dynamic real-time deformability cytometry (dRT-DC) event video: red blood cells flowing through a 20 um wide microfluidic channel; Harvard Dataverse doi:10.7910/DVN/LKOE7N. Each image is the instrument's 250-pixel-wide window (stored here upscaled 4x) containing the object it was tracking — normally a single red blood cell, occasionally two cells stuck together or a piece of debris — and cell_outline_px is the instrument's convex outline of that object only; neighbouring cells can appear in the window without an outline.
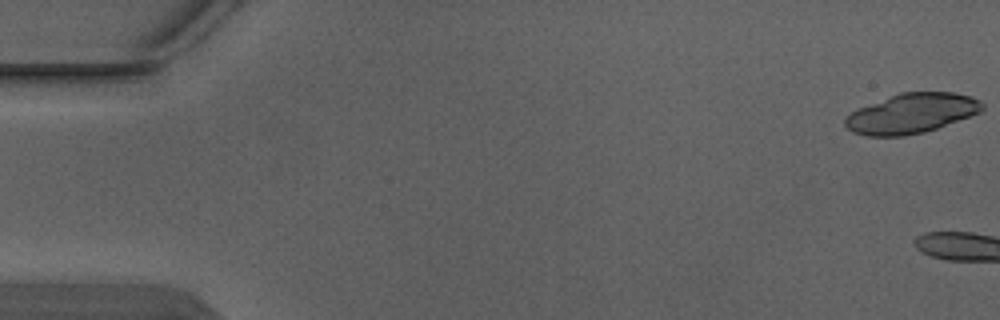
{"species": "Egyptian fruit bat (a non-hibernating species)", "species_latin": "Rousettus aegyptiacus", "temperature_condition": "warm", "stored_images_in_passage": 5, "camera_frame_rate_fps": 3000, "um_per_image_px": 0.085, "animal": {"sex": "male"}, "frame": {"image": 1, "passage_image": 1, "time_ms": 0.0, "image_size_px": [1000, 320], "cell_outline_px": [[984, 108], [980, 112], [936, 128], [924, 132], [904, 136], [868, 136], [852, 132], [844, 124], [844, 116], [856, 108], [900, 92], [952, 92], [972, 96], [980, 100], [984, 104]], "centroid_in_image_um": [77.44, 9.63], "position_along_channel_um": 7.6, "area_um2": 31.96}}